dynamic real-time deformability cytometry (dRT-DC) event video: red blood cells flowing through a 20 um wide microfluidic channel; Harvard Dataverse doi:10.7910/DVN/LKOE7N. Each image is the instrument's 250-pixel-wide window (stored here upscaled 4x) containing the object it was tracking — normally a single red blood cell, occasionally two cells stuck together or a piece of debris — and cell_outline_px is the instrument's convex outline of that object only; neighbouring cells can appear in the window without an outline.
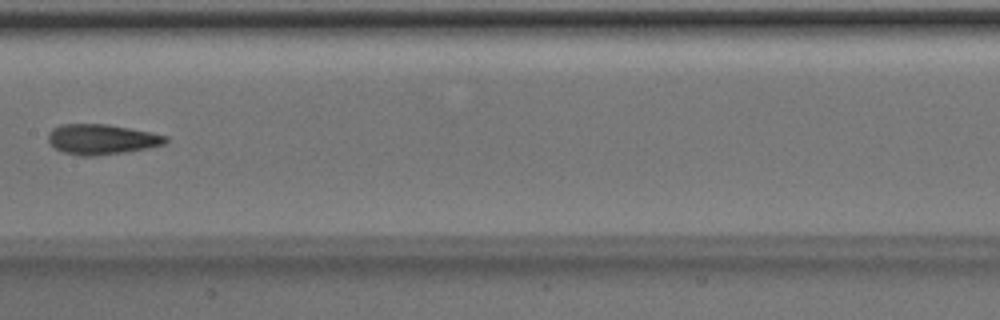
{"species": "Egyptian fruit bat (a non-hibernating species)", "species_latin": "Rousettus aegyptiacus", "temperature_condition": "room temperature", "stored_images_in_passage": 7, "camera_frame_rate_fps": 3000, "um_per_image_px": 0.085, "animal": {"sex": "male"}, "frame": {"image": 1, "passage_image": 7, "time_ms": 2.0, "image_size_px": [1000, 320], "cell_outline_px": [[168, 140], [164, 144], [148, 148], [124, 152], [96, 156], [80, 156], [64, 152], [56, 148], [48, 140], [48, 132], [52, 128], [60, 124], [104, 124], [128, 128], [168, 136]], "centroid_in_image_um": [8.62, 11.84], "position_along_channel_um": 198.8, "area_um2": 20.52}}